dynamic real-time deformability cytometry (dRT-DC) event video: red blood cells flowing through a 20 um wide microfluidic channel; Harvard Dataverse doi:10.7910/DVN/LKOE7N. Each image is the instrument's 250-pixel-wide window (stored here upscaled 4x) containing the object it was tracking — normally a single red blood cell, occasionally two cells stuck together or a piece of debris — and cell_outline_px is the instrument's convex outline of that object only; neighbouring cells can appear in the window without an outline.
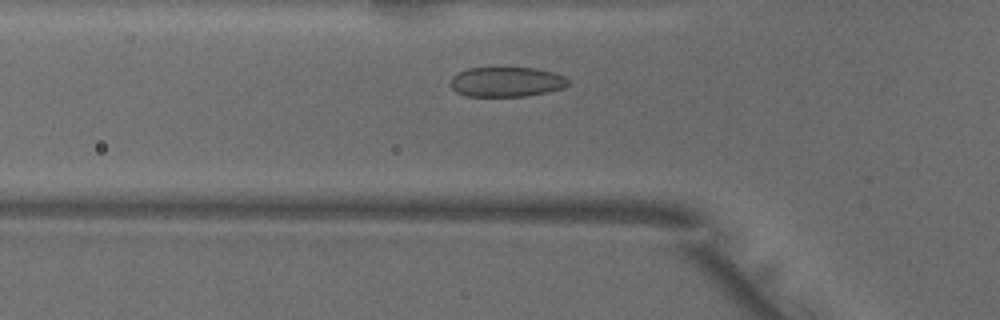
{"species": "common noctule bat (a hibernating species)", "species_latin": "Nyctalus noctula", "temperature_condition": "warm", "stored_images_in_passage": 32, "camera_frame_rate_fps": 3000, "um_per_image_px": 0.085, "animal": {"sex": "male", "body_mass_g": 18.8}, "frame": {"image": 1, "passage_image": 9, "time_ms": 2.667, "image_size_px": [1000, 320], "cell_outline_px": [[568, 84], [564, 88], [548, 92], [524, 96], [468, 96], [456, 92], [448, 84], [452, 76], [468, 68], [536, 68], [556, 72], [564, 76], [568, 80]], "centroid_in_image_um": [43.05, 6.96], "position_along_channel_um": 82.7, "area_um2": 20.58}}
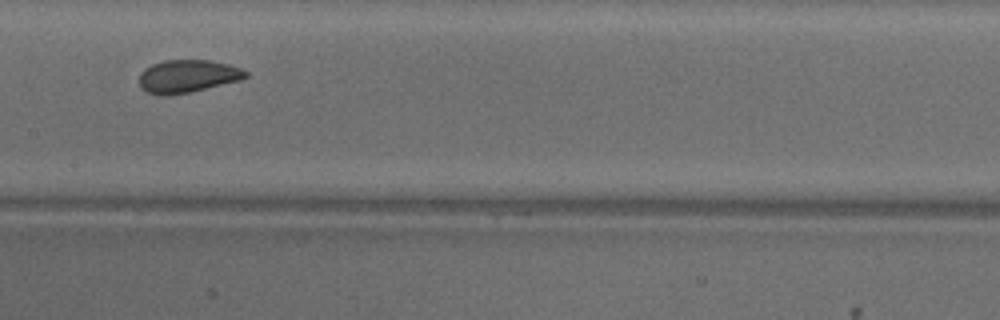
{"frame": {"image": 2, "passage_image": 17, "time_ms": 5.333, "image_size_px": [1000, 320], "cell_outline_px": [[248, 76], [240, 80], [188, 92], [168, 96], [160, 96], [148, 92], [140, 88], [140, 72], [144, 68], [152, 64], [164, 60], [208, 60], [228, 64], [240, 68], [248, 72]], "centroid_in_image_um": [15.91, 6.48], "position_along_channel_um": 191.5, "area_um2": 20.29}}
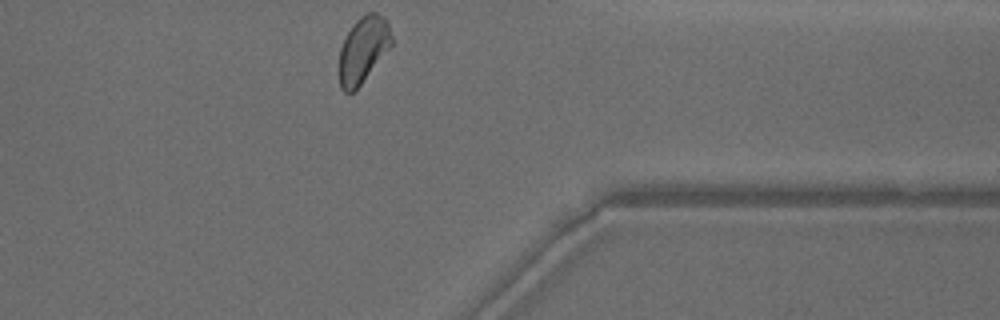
{"frame": {"image": 3, "passage_image": 32, "time_ms": 10.333, "image_size_px": [1000, 320], "cell_outline_px": [[392, 44], [360, 84], [352, 92], [344, 92], [340, 88], [340, 48], [352, 24], [356, 20], [368, 12], [376, 12], [384, 16], [388, 24], [392, 36]], "centroid_in_image_um": [30.87, 4.18], "position_along_channel_um": 380.5, "area_um2": 19.71}, "authors_computed_cell_mechanics": {"area_um2": 20.7213, "velocity_mm_per_s": 4.041, "shape_relaxation_time_tau1_ms": 3.6523, "shape_relaxation_time_tau2_ms": 0.9215, "deformation_change_tau1": 0.0899, "deformation_change_tau2": 0.0694}}